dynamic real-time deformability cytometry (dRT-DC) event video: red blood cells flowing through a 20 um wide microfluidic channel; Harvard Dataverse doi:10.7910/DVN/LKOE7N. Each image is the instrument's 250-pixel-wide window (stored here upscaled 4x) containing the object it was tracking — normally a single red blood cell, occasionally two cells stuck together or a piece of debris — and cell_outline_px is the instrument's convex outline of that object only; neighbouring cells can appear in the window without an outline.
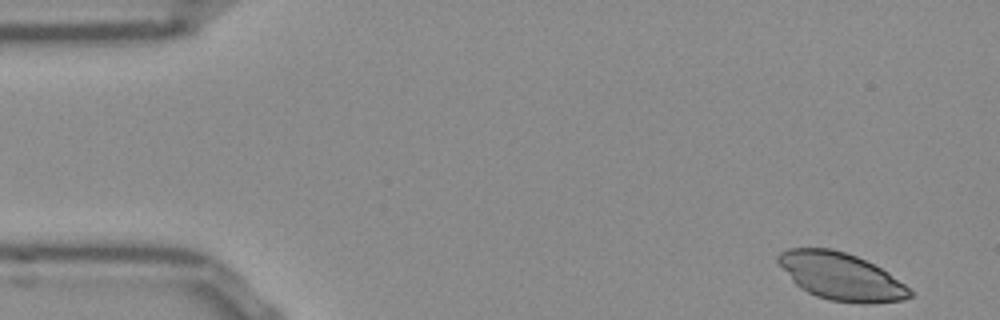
{"species": "Egyptian fruit bat (a non-hibernating species)", "species_latin": "Rousettus aegyptiacus", "temperature_condition": "room temperature", "stored_images_in_passage": 50, "camera_frame_rate_fps": 3000, "um_per_image_px": 0.085, "frame": {"image": 1, "passage_image": 1, "time_ms": 0.0, "image_size_px": [1000, 320], "cell_outline_px": [[912, 296], [904, 300], [868, 304], [864, 304], [832, 300], [816, 296], [800, 288], [792, 280], [776, 260], [776, 256], [780, 252], [788, 248], [832, 248], [856, 256], [888, 272], [904, 284], [912, 292]], "centroid_in_image_um": [71.47, 23.5], "position_along_channel_um": 13.5, "area_um2": 36.07}}